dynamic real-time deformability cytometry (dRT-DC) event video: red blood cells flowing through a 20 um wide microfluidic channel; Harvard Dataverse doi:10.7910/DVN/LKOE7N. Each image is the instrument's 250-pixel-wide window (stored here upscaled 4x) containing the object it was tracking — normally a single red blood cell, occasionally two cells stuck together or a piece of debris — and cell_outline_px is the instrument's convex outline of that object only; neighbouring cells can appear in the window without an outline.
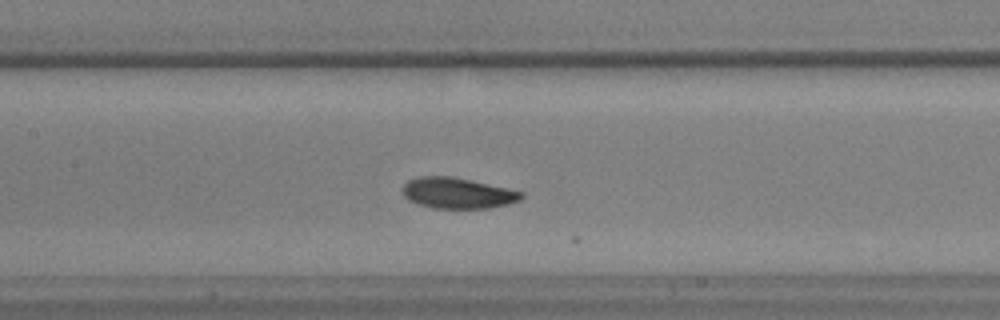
{"species": "common noctule bat (a hibernating species)", "species_latin": "Nyctalus noctula", "temperature_condition": "warm", "stored_images_in_passage": 12, "camera_frame_rate_fps": 3000, "um_per_image_px": 0.085, "animal": {"sex": "male", "body_mass_g": 17.9, "forearm_length_mm": 54.2}, "frame": {"image": 1, "passage_image": 9, "time_ms": 2.667, "image_size_px": [1000, 320], "cell_outline_px": [[524, 196], [520, 200], [508, 204], [488, 208], [432, 208], [408, 200], [404, 196], [404, 184], [408, 180], [420, 176], [452, 176], [524, 192]], "centroid_in_image_um": [38.9, 16.41], "position_along_channel_um": 168.5, "area_um2": 21.15}}